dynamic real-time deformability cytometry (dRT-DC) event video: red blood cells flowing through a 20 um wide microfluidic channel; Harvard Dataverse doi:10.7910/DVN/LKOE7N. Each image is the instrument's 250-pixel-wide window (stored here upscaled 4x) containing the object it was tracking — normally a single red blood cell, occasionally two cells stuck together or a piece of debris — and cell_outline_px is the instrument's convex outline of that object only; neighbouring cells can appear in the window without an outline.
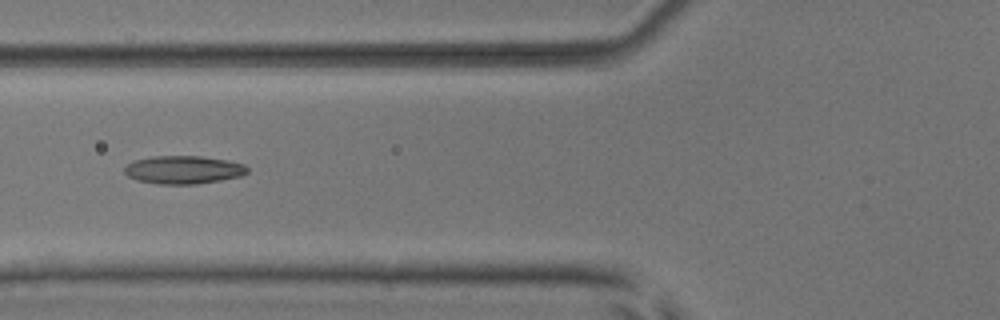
{"species": "common noctule bat (a hibernating species)", "species_latin": "Nyctalus noctula", "temperature_condition": "room temperature", "stored_images_in_passage": 6, "camera_frame_rate_fps": 3000, "um_per_image_px": 0.085, "animal": {"sex": "male", "body_mass_g": 17.9, "forearm_length_mm": 54.2}, "frame": {"image": 1, "passage_image": 6, "time_ms": 5.667, "image_size_px": [1000, 320], "cell_outline_px": [[248, 172], [240, 176], [220, 180], [196, 184], [156, 184], [136, 180], [128, 176], [124, 172], [124, 168], [132, 160], [152, 156], [200, 156], [228, 160], [244, 164], [248, 168]], "centroid_in_image_um": [15.57, 14.43], "position_along_channel_um": 110.2, "area_um2": 20.23}}